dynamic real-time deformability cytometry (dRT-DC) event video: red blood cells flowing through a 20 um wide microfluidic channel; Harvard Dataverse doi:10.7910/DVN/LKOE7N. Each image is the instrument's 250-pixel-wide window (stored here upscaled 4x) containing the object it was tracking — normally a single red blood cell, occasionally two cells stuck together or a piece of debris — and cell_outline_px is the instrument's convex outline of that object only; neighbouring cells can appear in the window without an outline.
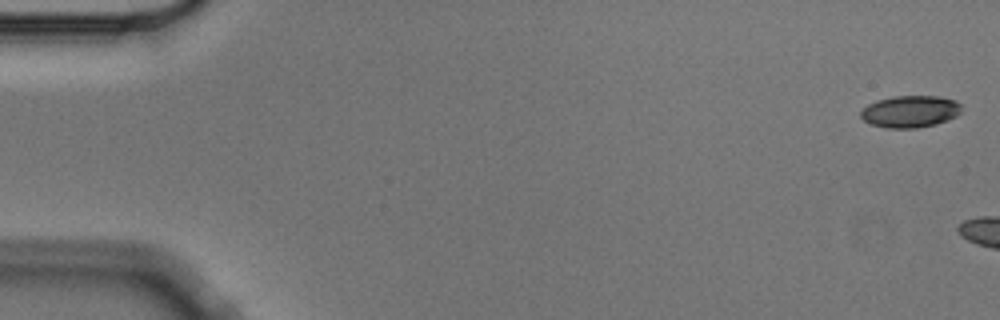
{"species": "Egyptian fruit bat (a non-hibernating species)", "species_latin": "Rousettus aegyptiacus", "temperature_condition": "cold", "stored_images_in_passage": 2, "camera_frame_rate_fps": 3000, "um_per_image_px": 0.085, "animal": {"sex": "male"}, "frame": {"image": 1, "passage_image": 1, "time_ms": 0.0, "image_size_px": [1000, 320], "cell_outline_px": [[960, 112], [956, 116], [948, 120], [936, 124], [916, 128], [888, 128], [872, 124], [864, 120], [860, 116], [860, 112], [868, 104], [876, 100], [892, 96], [940, 96], [956, 100], [960, 104]], "centroid_in_image_um": [77.37, 9.47], "position_along_channel_um": 7.6, "area_um2": 18.79}}